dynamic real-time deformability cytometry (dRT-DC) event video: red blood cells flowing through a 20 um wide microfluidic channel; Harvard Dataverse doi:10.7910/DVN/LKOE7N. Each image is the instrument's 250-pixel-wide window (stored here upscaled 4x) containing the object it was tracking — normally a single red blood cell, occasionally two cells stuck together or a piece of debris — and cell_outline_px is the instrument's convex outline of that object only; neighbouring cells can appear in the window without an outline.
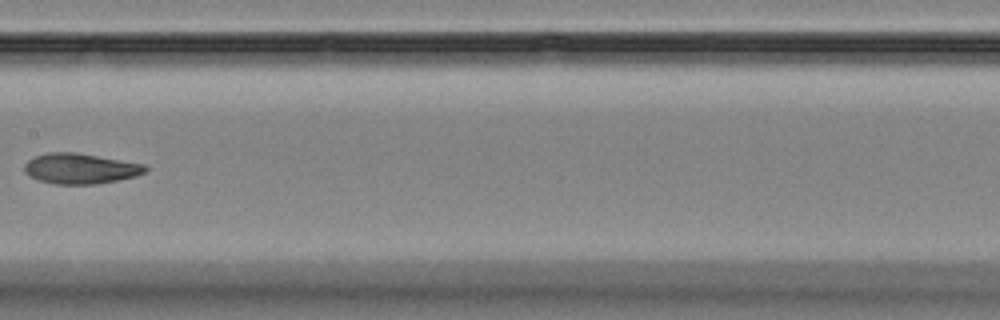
{"species": "Egyptian fruit bat (a non-hibernating species)", "species_latin": "Rousettus aegyptiacus", "temperature_condition": "room temperature", "stored_images_in_passage": 9, "camera_frame_rate_fps": 3000, "um_per_image_px": 0.085, "animal": {"sex": "female"}, "frame": {"image": 1, "passage_image": 6, "time_ms": 6.0, "image_size_px": [1000, 320], "cell_outline_px": [[148, 172], [136, 176], [96, 184], [52, 184], [28, 176], [24, 172], [24, 164], [28, 160], [36, 156], [48, 152], [76, 152], [144, 164], [148, 168]], "centroid_in_image_um": [6.82, 14.33], "position_along_channel_um": 200.6, "area_um2": 21.5}}
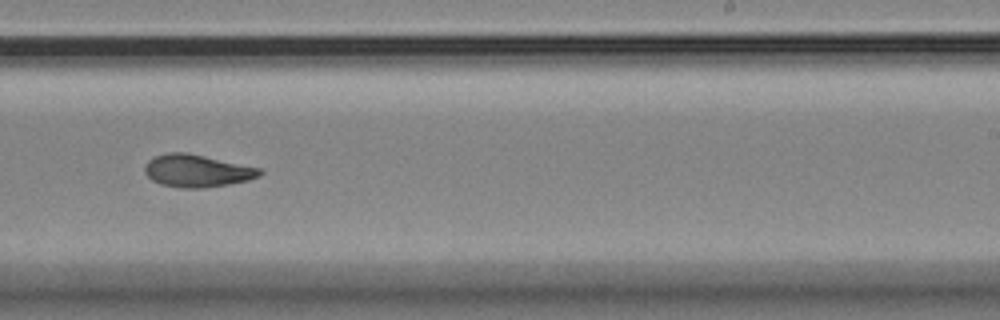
{"frame": {"image": 2, "passage_image": 8, "time_ms": 8.0, "image_size_px": [1000, 320], "cell_outline_px": [[264, 172], [260, 176], [248, 180], [228, 184], [204, 188], [180, 188], [160, 184], [152, 180], [144, 172], [144, 168], [148, 160], [156, 156], [168, 152], [188, 152], [260, 168]], "centroid_in_image_um": [16.74, 14.52], "position_along_channel_um": 272.3, "area_um2": 21.85}}
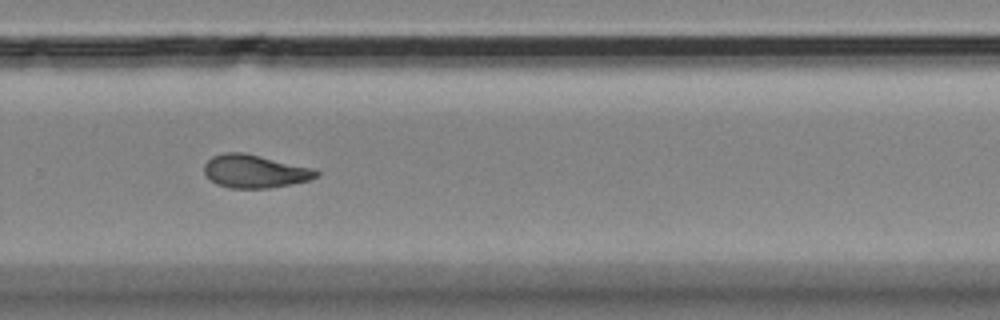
{"frame": {"image": 3, "passage_image": 9, "time_ms": 9.0, "image_size_px": [1000, 320], "cell_outline_px": [[320, 176], [308, 180], [268, 188], [232, 188], [216, 184], [204, 172], [204, 164], [212, 156], [224, 152], [244, 152], [316, 168], [320, 172]], "centroid_in_image_um": [21.69, 14.54], "position_along_channel_um": 308.1, "area_um2": 21.73}}